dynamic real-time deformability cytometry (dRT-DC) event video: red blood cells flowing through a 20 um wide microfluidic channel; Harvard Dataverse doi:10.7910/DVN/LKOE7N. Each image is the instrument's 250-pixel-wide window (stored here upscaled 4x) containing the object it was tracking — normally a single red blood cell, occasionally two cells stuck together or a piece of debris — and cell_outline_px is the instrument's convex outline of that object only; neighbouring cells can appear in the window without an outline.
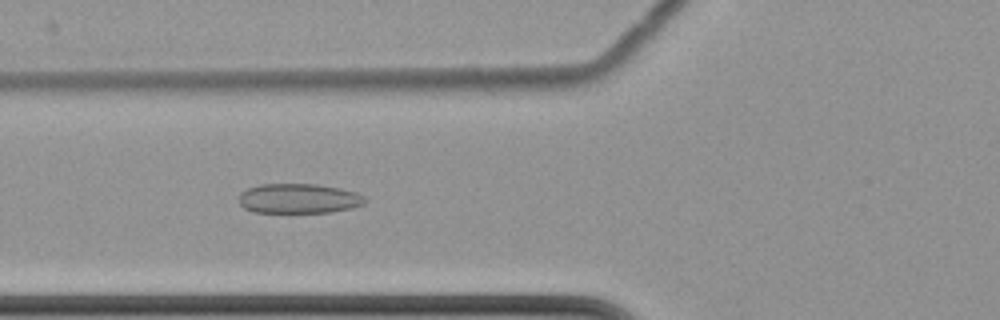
{"species": "common noctule bat (a hibernating species)", "species_latin": "Nyctalus noctula", "temperature_condition": "cold", "stored_images_in_passage": 11, "camera_frame_rate_fps": 3000, "um_per_image_px": 0.085, "animal": {"sex": "female", "body_mass_g": 22.7, "forearm_length_mm": 54.2}, "frame": {"image": 1, "passage_image": 7, "time_ms": 8.0, "image_size_px": [1000, 320], "cell_outline_px": [[368, 200], [364, 204], [352, 208], [332, 212], [252, 212], [244, 208], [240, 204], [240, 192], [248, 188], [260, 184], [316, 184], [340, 188], [356, 192], [364, 196]], "centroid_in_image_um": [25.42, 16.87], "position_along_channel_um": 100.4, "area_um2": 21.96}}
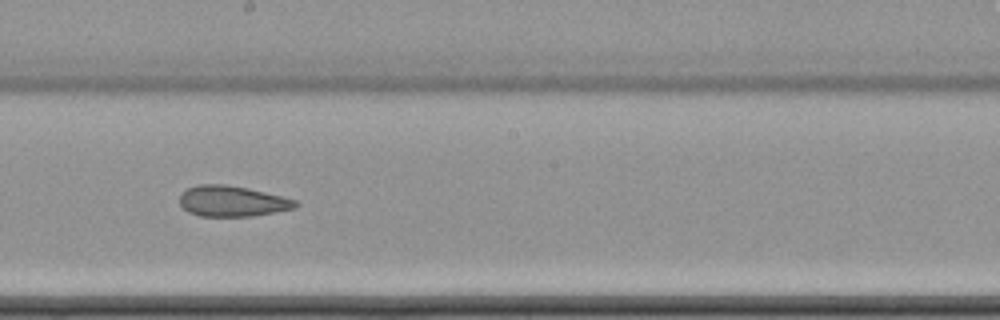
{"frame": {"image": 2, "passage_image": 10, "time_ms": 11.667, "image_size_px": [1000, 320], "cell_outline_px": [[300, 204], [296, 208], [276, 212], [252, 216], [200, 216], [188, 212], [180, 204], [180, 192], [188, 188], [200, 184], [224, 184], [248, 188], [296, 200]], "centroid_in_image_um": [19.73, 17.1], "position_along_channel_um": 228.5, "area_um2": 20.75}}
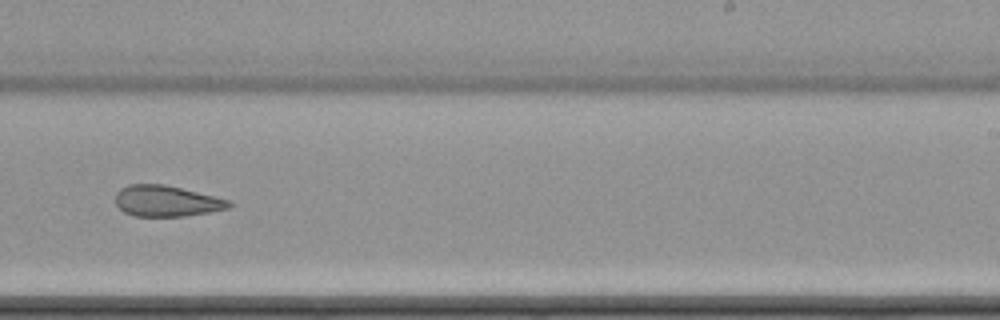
{"frame": {"image": 3, "passage_image": 11, "time_ms": 13.0, "image_size_px": [1000, 320], "cell_outline_px": [[232, 204], [228, 208], [208, 212], [184, 216], [136, 216], [124, 212], [116, 204], [116, 192], [120, 188], [128, 184], [164, 184], [232, 200]], "centroid_in_image_um": [14.15, 17.08], "position_along_channel_um": 274.9, "area_um2": 20.46}}